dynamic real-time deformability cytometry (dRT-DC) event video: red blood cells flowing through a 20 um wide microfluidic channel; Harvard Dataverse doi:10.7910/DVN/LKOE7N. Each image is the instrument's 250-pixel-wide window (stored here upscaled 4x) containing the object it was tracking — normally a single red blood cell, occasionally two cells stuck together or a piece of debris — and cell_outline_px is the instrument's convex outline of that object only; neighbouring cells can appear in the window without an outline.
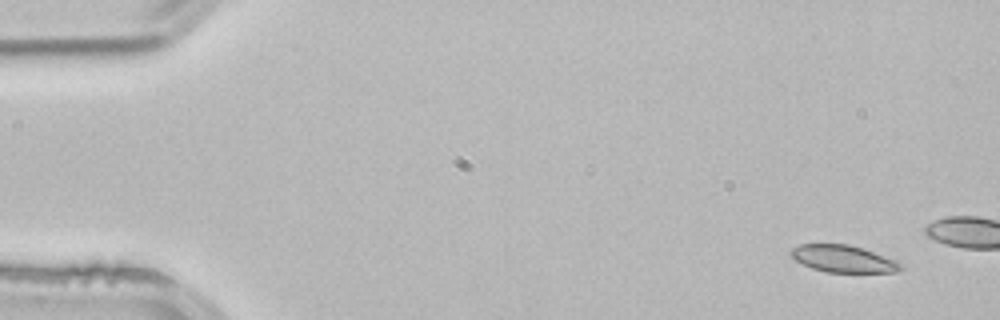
{"species": "common noctule bat (a hibernating species)", "species_latin": "Nyctalus noctula", "temperature_condition": "room temperature", "stored_images_in_passage": 3, "camera_frame_rate_fps": 3000, "um_per_image_px": 0.085, "animal": {"sex": "male", "body_mass_g": 21.5, "forearm_length_mm": 52.0}, "frame": {"image": 1, "passage_image": 1, "time_ms": 0.0, "image_size_px": [1000, 320], "cell_outline_px": [[904, 268], [896, 272], [828, 272], [812, 268], [796, 260], [788, 252], [792, 248], [800, 244], [848, 244], [872, 252], [904, 264]], "centroid_in_image_um": [71.66, 22.0], "position_along_channel_um": 13.3, "area_um2": 17.05}}